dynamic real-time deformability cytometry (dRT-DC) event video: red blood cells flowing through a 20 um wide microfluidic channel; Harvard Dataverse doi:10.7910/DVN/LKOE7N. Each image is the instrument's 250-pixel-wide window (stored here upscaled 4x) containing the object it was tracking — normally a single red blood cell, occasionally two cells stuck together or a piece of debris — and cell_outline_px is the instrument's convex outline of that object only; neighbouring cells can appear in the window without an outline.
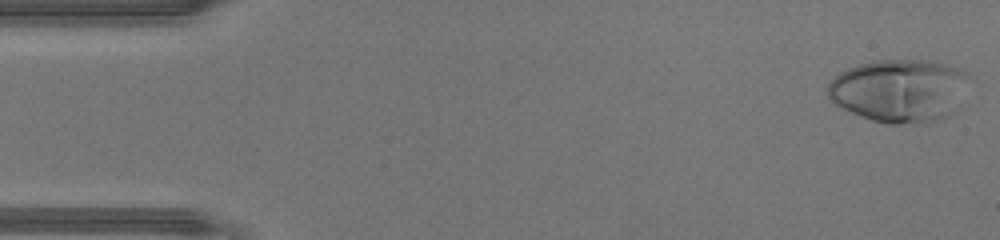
{"species": "human", "species_latin": "Homo sapiens", "temperature_condition": "warm", "stored_images_in_passage": 45, "camera_frame_rate_fps": 3000, "um_per_image_px": 0.085, "donor": {"sex": "male"}, "frame": {"image": 1, "passage_image": 1, "time_ms": 0.0, "image_size_px": [1000, 240], "cell_outline_px": [[968, 76], [956, 112], [948, 116], [936, 120], [900, 124], [888, 124], [872, 120], [860, 116], [840, 108], [828, 96], [828, 84], [840, 72], [848, 68], [860, 64], [880, 60], [928, 60], [956, 68], [964, 72]], "centroid_in_image_um": [76.42, 7.71], "position_along_channel_um": 8.6, "area_um2": 51.38}}
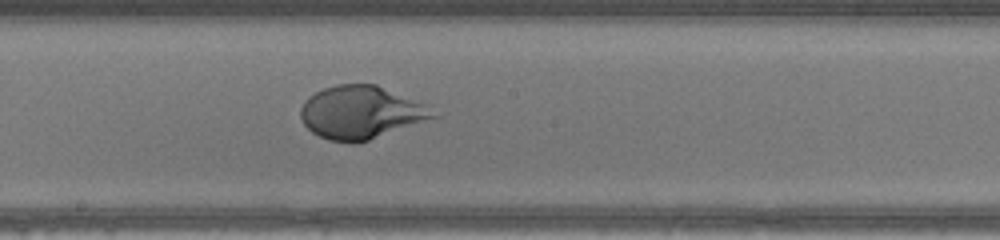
{"frame": {"image": 2, "passage_image": 24, "time_ms": 7.667, "image_size_px": [1000, 240], "cell_outline_px": [[440, 116], [368, 140], [352, 144], [328, 140], [312, 132], [304, 124], [300, 116], [300, 108], [304, 100], [308, 96], [324, 88], [336, 84], [376, 84], [424, 104]], "centroid_in_image_um": [30.64, 9.56], "position_along_channel_um": 217.6, "area_um2": 40.69}}
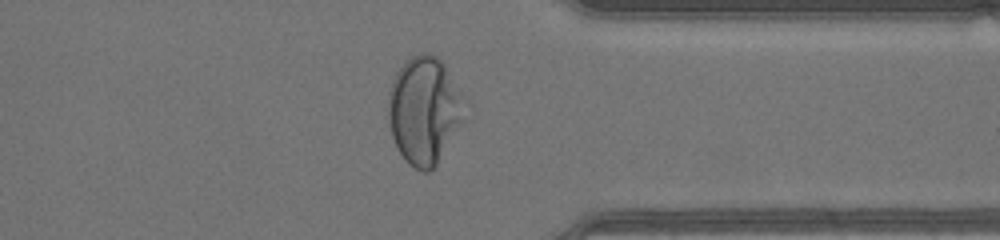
{"frame": {"image": 3, "passage_image": 35, "time_ms": 11.333, "image_size_px": [1000, 240], "cell_outline_px": [[472, 108], [436, 164], [428, 172], [424, 172], [408, 164], [400, 152], [392, 136], [388, 120], [388, 92], [392, 80], [396, 72], [412, 56], [420, 52], [432, 52], [440, 56], [472, 104]], "centroid_in_image_um": [36.16, 9.3], "position_along_channel_um": 375.2, "area_um2": 49.3}, "authors_computed_cell_mechanics": {"area_um2": 45.8932, "velocity_mm_per_s": 4.4837, "shape_relaxation_time_tau1_ms": 3.1205, "shape_relaxation_time_tau2_ms": null, "deformation_change_tau1": 0.2545, "deformation_change_tau2": null}}